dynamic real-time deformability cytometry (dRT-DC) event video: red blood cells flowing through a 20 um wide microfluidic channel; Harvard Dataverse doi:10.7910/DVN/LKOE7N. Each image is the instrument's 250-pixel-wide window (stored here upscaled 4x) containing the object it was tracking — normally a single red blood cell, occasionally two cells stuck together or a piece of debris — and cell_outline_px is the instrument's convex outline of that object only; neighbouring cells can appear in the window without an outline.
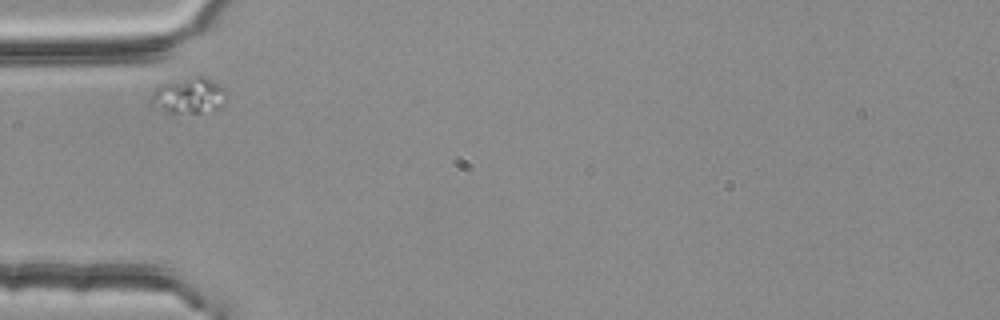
{"species": "common noctule bat (a hibernating species)", "species_latin": "Nyctalus noctula", "temperature_condition": "room temperature", "stored_images_in_passage": 5, "segment_of_instrument_passage": [2, 2], "camera_frame_rate_fps": 3000, "um_per_image_px": 0.085, "animal": {"sex": "female", "body_mass_g": 25.1}, "frame": {"image": 1, "passage_image": 5, "time_ms": 1.333, "image_size_px": [1000, 320], "cell_outline_px": [[228, 100], [216, 112], [172, 116], [152, 108], [148, 104], [148, 100], [152, 92], [160, 84], [196, 76], [208, 76], [220, 84], [228, 92]], "centroid_in_image_um": [16.05, 8.21], "position_along_channel_um": 68.9, "area_um2": 17.4}}